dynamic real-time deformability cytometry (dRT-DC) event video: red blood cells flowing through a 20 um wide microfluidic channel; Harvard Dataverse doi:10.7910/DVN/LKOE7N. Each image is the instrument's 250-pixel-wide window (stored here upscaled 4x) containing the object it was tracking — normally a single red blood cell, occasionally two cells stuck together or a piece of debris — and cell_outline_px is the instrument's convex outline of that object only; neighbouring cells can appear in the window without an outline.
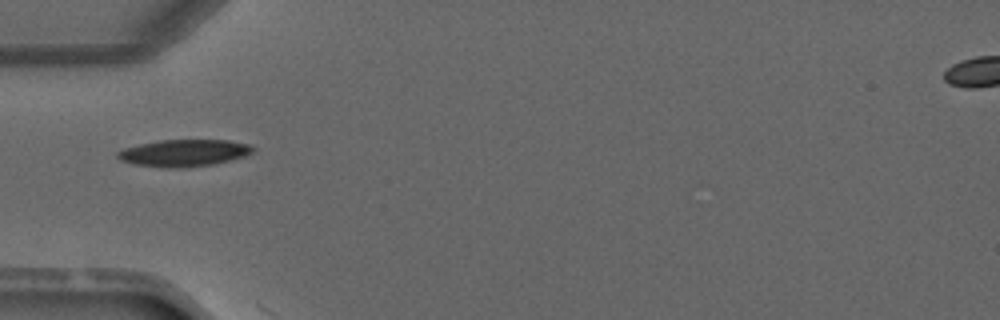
{"species": "common noctule bat (a hibernating species)", "species_latin": "Nyctalus noctula", "temperature_condition": "warm", "stored_images_in_passage": 1, "camera_frame_rate_fps": 3000, "um_per_image_px": 0.085, "animal": {"sex": "male", "forearm_length_mm": 52.5}, "frame": {"image": 1, "passage_image": 1, "time_ms": 0.0, "image_size_px": [1000, 320], "cell_outline_px": [[256, 148], [252, 152], [244, 156], [212, 164], [184, 168], [168, 168], [132, 164], [120, 160], [116, 156], [116, 152], [124, 148], [140, 144], [160, 140], [228, 140], [252, 144]], "centroid_in_image_um": [15.63, 13.0], "position_along_channel_um": 69.4, "area_um2": 21.33}}